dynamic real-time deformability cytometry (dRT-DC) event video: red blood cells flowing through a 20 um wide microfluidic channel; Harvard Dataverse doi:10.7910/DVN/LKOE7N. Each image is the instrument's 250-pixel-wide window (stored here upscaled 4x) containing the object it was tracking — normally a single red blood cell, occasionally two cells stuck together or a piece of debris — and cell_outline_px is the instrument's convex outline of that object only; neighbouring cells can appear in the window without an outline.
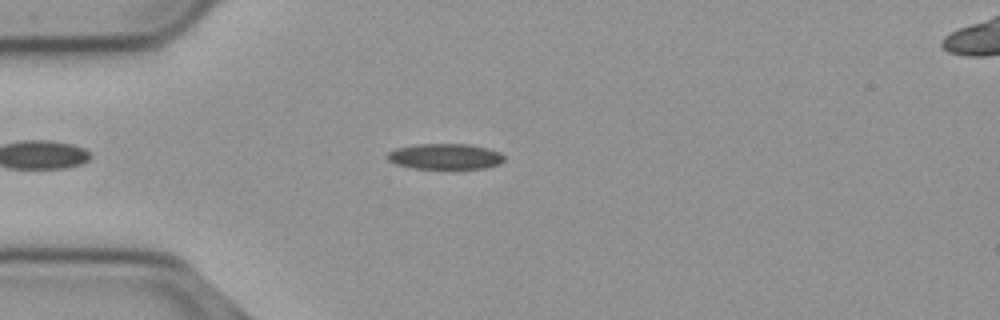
{"species": "common noctule bat (a hibernating species)", "species_latin": "Nyctalus noctula", "temperature_condition": "cold", "stored_images_in_passage": 46, "camera_frame_rate_fps": 3000, "um_per_image_px": 0.085, "animal": {"sex": "male", "body_mass_g": 23.1, "forearm_length_mm": 52.7}, "frame": {"image": 1, "passage_image": 8, "time_ms": 2.333, "image_size_px": [1000, 320], "cell_outline_px": [[504, 160], [500, 164], [484, 168], [412, 168], [396, 164], [388, 160], [384, 156], [388, 152], [396, 148], [416, 144], [468, 144], [488, 148], [500, 152], [504, 156]], "centroid_in_image_um": [37.82, 13.29], "position_along_channel_um": 47.2, "area_um2": 17.51}}
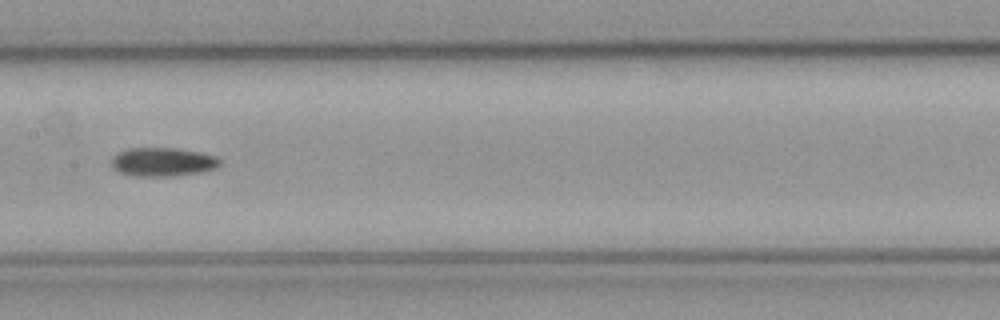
{"frame": {"image": 2, "passage_image": 21, "time_ms": 6.667, "image_size_px": [1000, 320], "cell_outline_px": [[220, 164], [216, 168], [200, 172], [172, 176], [136, 176], [120, 172], [112, 168], [112, 156], [128, 148], [176, 148], [200, 152], [216, 156], [220, 160]], "centroid_in_image_um": [13.83, 13.76], "position_along_channel_um": 193.6, "area_um2": 18.09}}
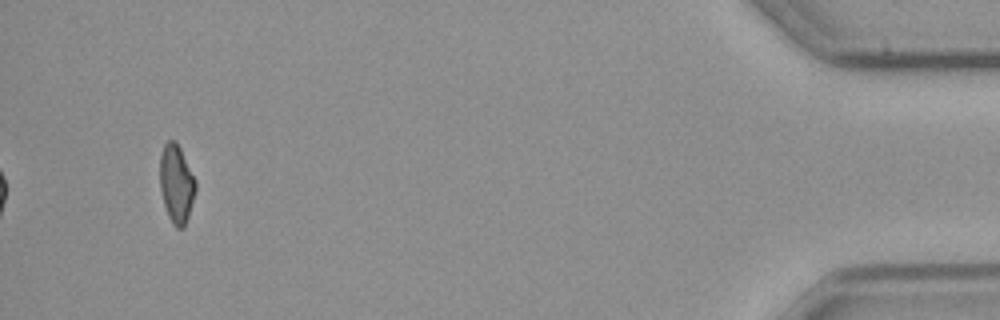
{"frame": {"image": 3, "passage_image": 46, "time_ms": 15.0, "image_size_px": [1000, 320], "cell_outline_px": [[196, 188], [188, 216], [184, 228], [176, 228], [172, 224], [168, 216], [164, 204], [160, 188], [160, 156], [164, 144], [168, 140], [176, 140], [196, 180]], "centroid_in_image_um": [14.99, 15.62], "position_along_channel_um": 420.2, "area_um2": 16.24}, "authors_computed_cell_mechanics": {"area_um2": 17.4845, "velocity_mm_per_s": 3.7058, "shape_relaxation_time_tau1_ms": 8.7217, "shape_relaxation_time_tau2_ms": null, "deformation_change_tau1": 0.1529, "deformation_change_tau2": null}}